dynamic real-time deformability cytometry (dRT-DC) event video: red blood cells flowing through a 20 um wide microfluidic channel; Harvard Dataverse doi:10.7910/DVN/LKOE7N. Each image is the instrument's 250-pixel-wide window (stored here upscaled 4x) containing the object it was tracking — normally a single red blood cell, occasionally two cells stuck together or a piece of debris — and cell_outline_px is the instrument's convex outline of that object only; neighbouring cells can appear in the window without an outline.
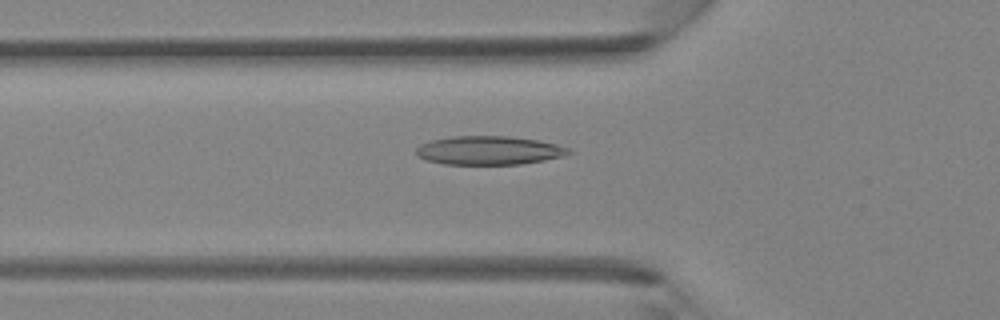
{"species": "Egyptian fruit bat (a non-hibernating species)", "species_latin": "Rousettus aegyptiacus", "temperature_condition": "room temperature", "stored_images_in_passage": 36, "camera_frame_rate_fps": 3000, "um_per_image_px": 0.085, "animal": {"sex": "female"}, "frame": {"image": 1, "passage_image": 9, "time_ms": 2.667, "image_size_px": [1000, 320], "cell_outline_px": [[572, 152], [564, 156], [544, 160], [520, 164], [444, 164], [428, 160], [416, 156], [416, 148], [420, 144], [432, 140], [452, 136], [508, 136], [540, 140], [556, 144], [568, 148]], "centroid_in_image_um": [41.56, 12.78], "position_along_channel_um": 84.2, "area_um2": 25.49}}
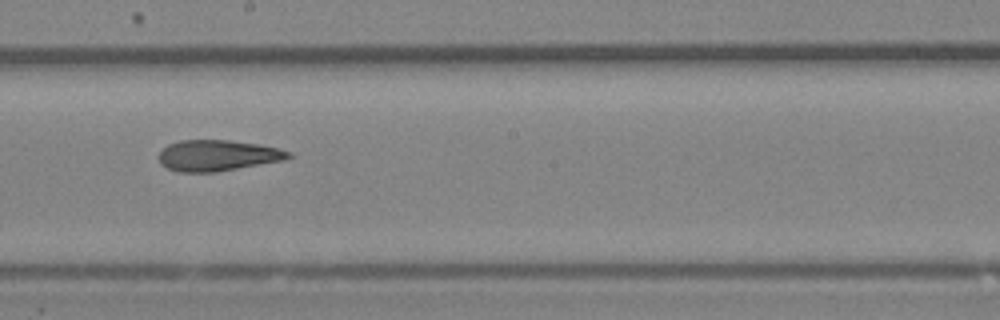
{"frame": {"image": 2, "passage_image": 18, "time_ms": 5.667, "image_size_px": [1000, 320], "cell_outline_px": [[292, 156], [284, 160], [216, 172], [180, 172], [168, 168], [160, 164], [160, 152], [168, 144], [180, 140], [228, 140], [260, 144], [292, 152]], "centroid_in_image_um": [18.5, 13.21], "position_along_channel_um": 229.7, "area_um2": 23.29}}
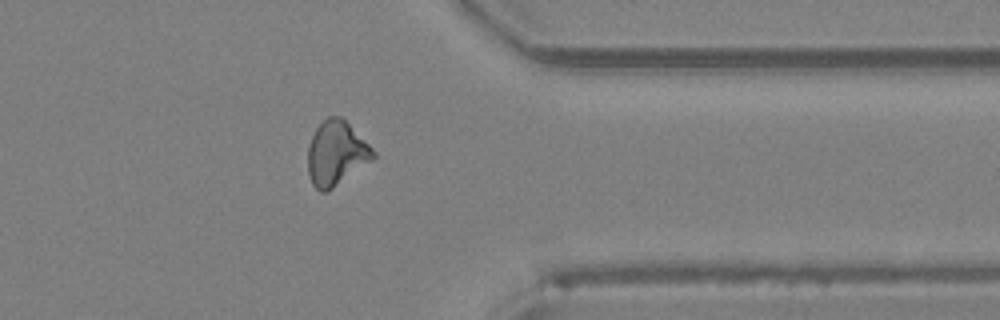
{"frame": {"image": 3, "passage_image": 28, "time_ms": 9.0, "image_size_px": [1000, 320], "cell_outline_px": [[376, 156], [372, 160], [328, 192], [320, 192], [312, 184], [308, 172], [308, 148], [312, 136], [316, 128], [328, 116], [340, 116], [376, 152]], "centroid_in_image_um": [28.56, 13.06], "position_along_channel_um": 382.8, "area_um2": 24.22}}